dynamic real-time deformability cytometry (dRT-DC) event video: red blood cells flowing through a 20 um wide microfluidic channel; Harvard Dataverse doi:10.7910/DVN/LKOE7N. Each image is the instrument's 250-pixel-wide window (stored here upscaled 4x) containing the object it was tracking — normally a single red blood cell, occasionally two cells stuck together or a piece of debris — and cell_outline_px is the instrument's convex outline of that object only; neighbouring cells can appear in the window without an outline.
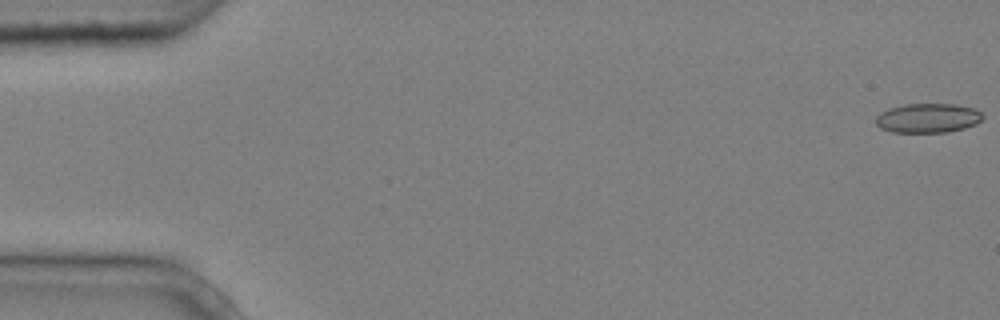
{"species": "common noctule bat (a hibernating species)", "species_latin": "Nyctalus noctula", "temperature_condition": "cold", "stored_images_in_passage": 5, "camera_frame_rate_fps": 3000, "um_per_image_px": 0.085, "animal": {"sex": "male", "body_mass_g": 20.4}, "frame": {"image": 1, "passage_image": 1, "time_ms": 0.0, "image_size_px": [1000, 320], "cell_outline_px": [[984, 116], [976, 124], [964, 128], [948, 132], [892, 132], [880, 128], [876, 124], [876, 116], [880, 112], [888, 108], [904, 104], [956, 104], [972, 108], [980, 112]], "centroid_in_image_um": [78.84, 10.03], "position_along_channel_um": 6.2, "area_um2": 18.32}}
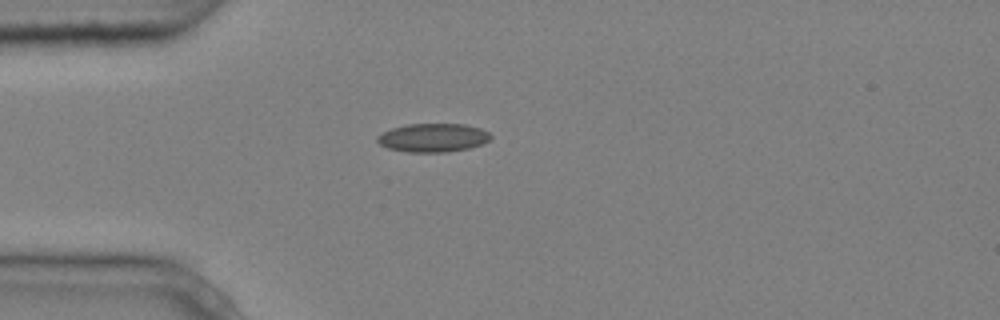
{"frame": {"image": 2, "passage_image": 5, "time_ms": 1.333, "image_size_px": [1000, 320], "cell_outline_px": [[492, 136], [488, 140], [480, 144], [468, 148], [448, 152], [408, 152], [388, 148], [380, 144], [376, 140], [376, 136], [392, 128], [408, 124], [464, 124], [480, 128], [488, 132]], "centroid_in_image_um": [36.79, 11.7], "position_along_channel_um": 48.2, "area_um2": 18.73}}